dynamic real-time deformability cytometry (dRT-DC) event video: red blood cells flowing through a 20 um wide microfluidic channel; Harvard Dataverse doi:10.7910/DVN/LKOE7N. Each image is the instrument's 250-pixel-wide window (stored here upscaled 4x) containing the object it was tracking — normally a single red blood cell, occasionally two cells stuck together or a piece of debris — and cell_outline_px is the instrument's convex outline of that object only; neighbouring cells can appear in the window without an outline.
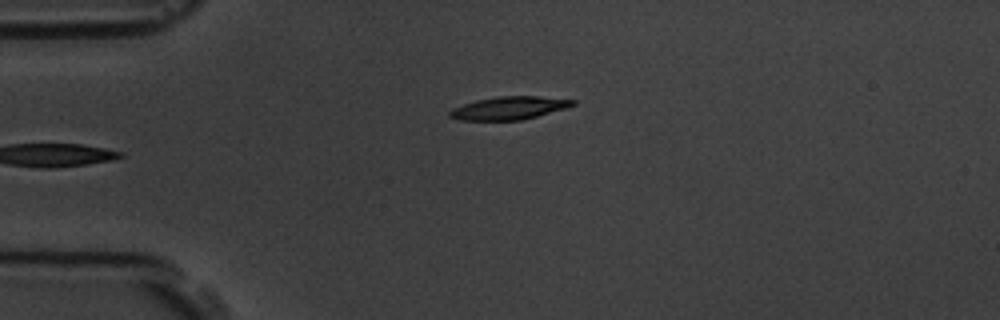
{"species": "common noctule bat (a hibernating species)", "species_latin": "Nyctalus noctula", "temperature_condition": "room temperature", "stored_images_in_passage": 5, "camera_frame_rate_fps": 3000, "um_per_image_px": 0.085, "animal": {"sex": "male", "body_mass_g": 19.5, "forearm_length_mm": 54.6}, "frame": {"image": 1, "passage_image": 5, "time_ms": 4.333, "image_size_px": [1000, 320], "cell_outline_px": [[576, 104], [564, 108], [536, 116], [520, 120], [460, 120], [448, 116], [448, 112], [452, 108], [476, 100], [500, 96], [540, 96], [576, 100]], "centroid_in_image_um": [43.24, 9.18], "position_along_channel_um": 41.8, "area_um2": 16.3}}